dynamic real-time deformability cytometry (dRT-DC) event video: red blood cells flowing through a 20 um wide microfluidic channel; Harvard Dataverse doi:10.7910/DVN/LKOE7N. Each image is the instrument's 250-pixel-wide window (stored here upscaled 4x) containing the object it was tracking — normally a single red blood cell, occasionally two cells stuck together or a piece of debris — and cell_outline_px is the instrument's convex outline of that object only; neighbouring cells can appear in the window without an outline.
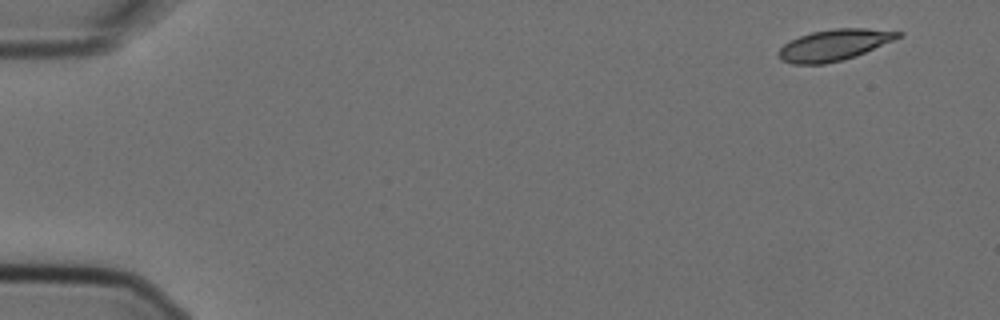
{"species": "Egyptian fruit bat (a non-hibernating species)", "species_latin": "Rousettus aegyptiacus", "temperature_condition": "cold", "stored_images_in_passage": 4, "camera_frame_rate_fps": 3000, "um_per_image_px": 0.085, "animal": {"sex": "female"}, "frame": {"image": 1, "passage_image": 1, "time_ms": 0.0, "image_size_px": [1000, 320], "cell_outline_px": [[904, 32], [900, 36], [892, 40], [856, 56], [844, 60], [824, 64], [792, 64], [780, 60], [776, 52], [784, 44], [800, 36], [812, 32], [832, 28], [864, 28]], "centroid_in_image_um": [70.85, 3.83], "position_along_channel_um": 14.2, "area_um2": 21.62}}
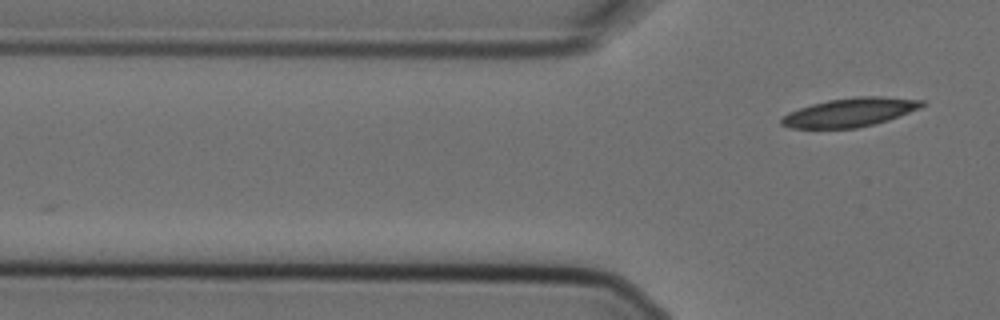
{"frame": {"image": 2, "passage_image": 4, "time_ms": 1.0, "image_size_px": [1000, 320], "cell_outline_px": [[928, 104], [920, 108], [888, 120], [856, 128], [788, 128], [780, 124], [780, 120], [788, 112], [812, 104], [828, 100], [856, 96], [880, 96], [924, 100]], "centroid_in_image_um": [72.26, 9.54], "position_along_channel_um": 53.5, "area_um2": 23.52}}